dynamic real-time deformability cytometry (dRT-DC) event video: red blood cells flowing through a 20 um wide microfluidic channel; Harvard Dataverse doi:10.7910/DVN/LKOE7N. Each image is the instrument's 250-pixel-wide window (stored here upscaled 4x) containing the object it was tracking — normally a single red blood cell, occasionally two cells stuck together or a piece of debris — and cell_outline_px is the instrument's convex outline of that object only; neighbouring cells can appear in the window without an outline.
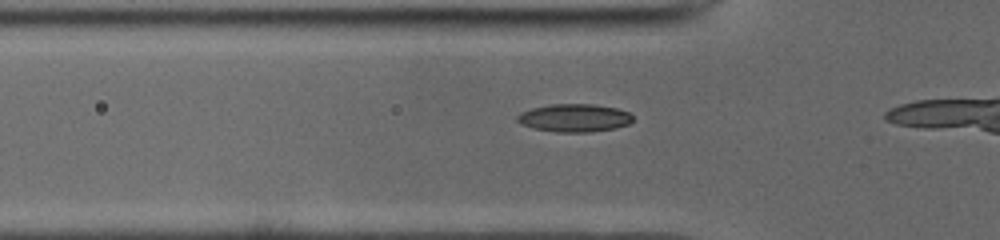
{"species": "common noctule bat (a hibernating species)", "species_latin": "Nyctalus noctula", "temperature_condition": "cold", "stored_images_in_passage": 8, "camera_frame_rate_fps": 3000, "um_per_image_px": 0.085, "animal": {"sex": "male", "body_mass_g": 19.0, "forearm_length_mm": 50.8}, "frame": {"image": 1, "passage_image": 3, "time_ms": 0.667, "image_size_px": [1000, 240], "cell_outline_px": [[632, 120], [628, 124], [616, 128], [588, 132], [556, 132], [532, 128], [520, 124], [516, 120], [516, 116], [520, 112], [532, 108], [552, 104], [592, 104], [616, 108], [628, 112], [632, 116]], "centroid_in_image_um": [48.78, 10.02], "position_along_channel_um": 77.0, "area_um2": 18.84}}
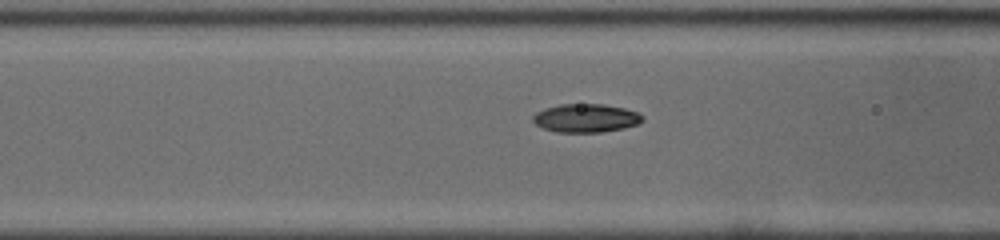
{"frame": {"image": 2, "passage_image": 6, "time_ms": 1.667, "image_size_px": [1000, 240], "cell_outline_px": [[644, 120], [636, 124], [624, 128], [600, 132], [556, 132], [544, 128], [536, 124], [532, 120], [532, 116], [536, 112], [544, 108], [560, 104], [604, 104], [624, 108], [636, 112], [644, 116]], "centroid_in_image_um": [49.78, 10.03], "position_along_channel_um": 116.8, "area_um2": 18.15}}